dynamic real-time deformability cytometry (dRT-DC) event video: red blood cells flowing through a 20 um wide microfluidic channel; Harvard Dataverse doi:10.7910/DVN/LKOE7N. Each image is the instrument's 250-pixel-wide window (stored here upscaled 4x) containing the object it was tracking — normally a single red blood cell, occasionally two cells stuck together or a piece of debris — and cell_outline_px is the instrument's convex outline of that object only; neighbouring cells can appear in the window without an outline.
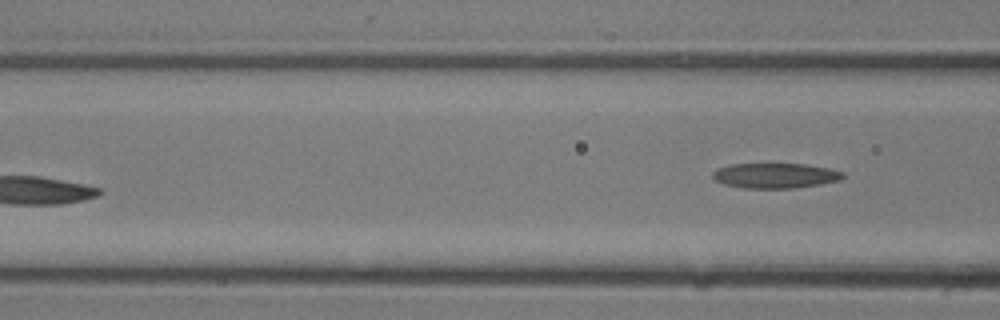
{"species": "common noctule bat (a hibernating species)", "species_latin": "Nyctalus noctula", "temperature_condition": "room temperature", "stored_images_in_passage": 10, "segment_of_instrument_passage": [2, 2], "camera_frame_rate_fps": 3000, "um_per_image_px": 0.085, "animal": {"sex": "male", "body_mass_g": 13.3}, "frame": {"image": 1, "passage_image": 10, "time_ms": 3.0, "image_size_px": [1000, 320], "cell_outline_px": [[844, 176], [840, 180], [820, 184], [792, 188], [744, 188], [724, 184], [716, 180], [712, 176], [712, 172], [716, 168], [732, 164], [804, 164], [828, 168], [844, 172]], "centroid_in_image_um": [65.88, 14.92], "position_along_channel_um": 100.7, "area_um2": 18.96}}